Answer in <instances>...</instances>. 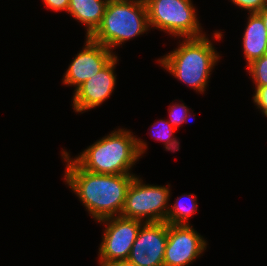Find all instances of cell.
Instances as JSON below:
<instances>
[{
	"label": "cell",
	"instance_id": "1",
	"mask_svg": "<svg viewBox=\"0 0 267 266\" xmlns=\"http://www.w3.org/2000/svg\"><path fill=\"white\" fill-rule=\"evenodd\" d=\"M61 157L66 162L63 181L97 223L121 215L127 189L135 174L92 173L81 169L68 151L62 149Z\"/></svg>",
	"mask_w": 267,
	"mask_h": 266
},
{
	"label": "cell",
	"instance_id": "2",
	"mask_svg": "<svg viewBox=\"0 0 267 266\" xmlns=\"http://www.w3.org/2000/svg\"><path fill=\"white\" fill-rule=\"evenodd\" d=\"M147 149L144 140L128 129L118 127L71 159L81 169L92 173L134 174L131 170Z\"/></svg>",
	"mask_w": 267,
	"mask_h": 266
},
{
	"label": "cell",
	"instance_id": "3",
	"mask_svg": "<svg viewBox=\"0 0 267 266\" xmlns=\"http://www.w3.org/2000/svg\"><path fill=\"white\" fill-rule=\"evenodd\" d=\"M206 35L197 38H182L178 46L157 60L181 83L203 94L210 82L211 72L220 60L219 52Z\"/></svg>",
	"mask_w": 267,
	"mask_h": 266
},
{
	"label": "cell",
	"instance_id": "4",
	"mask_svg": "<svg viewBox=\"0 0 267 266\" xmlns=\"http://www.w3.org/2000/svg\"><path fill=\"white\" fill-rule=\"evenodd\" d=\"M149 30L145 1L109 0L102 22L90 38L113 52Z\"/></svg>",
	"mask_w": 267,
	"mask_h": 266
},
{
	"label": "cell",
	"instance_id": "5",
	"mask_svg": "<svg viewBox=\"0 0 267 266\" xmlns=\"http://www.w3.org/2000/svg\"><path fill=\"white\" fill-rule=\"evenodd\" d=\"M150 30L172 37L197 38L206 35L192 0H145Z\"/></svg>",
	"mask_w": 267,
	"mask_h": 266
},
{
	"label": "cell",
	"instance_id": "6",
	"mask_svg": "<svg viewBox=\"0 0 267 266\" xmlns=\"http://www.w3.org/2000/svg\"><path fill=\"white\" fill-rule=\"evenodd\" d=\"M170 187V184L167 186L145 184L141 177L135 175L127 189L120 216L144 223L166 222L172 194Z\"/></svg>",
	"mask_w": 267,
	"mask_h": 266
},
{
	"label": "cell",
	"instance_id": "7",
	"mask_svg": "<svg viewBox=\"0 0 267 266\" xmlns=\"http://www.w3.org/2000/svg\"><path fill=\"white\" fill-rule=\"evenodd\" d=\"M98 222L105 225L98 252L99 265L127 260L144 222L122 216L109 217Z\"/></svg>",
	"mask_w": 267,
	"mask_h": 266
},
{
	"label": "cell",
	"instance_id": "8",
	"mask_svg": "<svg viewBox=\"0 0 267 266\" xmlns=\"http://www.w3.org/2000/svg\"><path fill=\"white\" fill-rule=\"evenodd\" d=\"M207 240L193 225L168 224V238L164 253V266H189L207 248Z\"/></svg>",
	"mask_w": 267,
	"mask_h": 266
},
{
	"label": "cell",
	"instance_id": "9",
	"mask_svg": "<svg viewBox=\"0 0 267 266\" xmlns=\"http://www.w3.org/2000/svg\"><path fill=\"white\" fill-rule=\"evenodd\" d=\"M85 38L84 47L75 54L62 78L65 86L75 87L74 91L87 79L96 75L116 56L115 52L90 37Z\"/></svg>",
	"mask_w": 267,
	"mask_h": 266
},
{
	"label": "cell",
	"instance_id": "10",
	"mask_svg": "<svg viewBox=\"0 0 267 266\" xmlns=\"http://www.w3.org/2000/svg\"><path fill=\"white\" fill-rule=\"evenodd\" d=\"M167 238V222L143 223L127 260L137 266H164Z\"/></svg>",
	"mask_w": 267,
	"mask_h": 266
},
{
	"label": "cell",
	"instance_id": "11",
	"mask_svg": "<svg viewBox=\"0 0 267 266\" xmlns=\"http://www.w3.org/2000/svg\"><path fill=\"white\" fill-rule=\"evenodd\" d=\"M119 61L116 55L96 75L87 79L73 93L72 109L76 113H84L105 102L114 92L116 86V65Z\"/></svg>",
	"mask_w": 267,
	"mask_h": 266
},
{
	"label": "cell",
	"instance_id": "12",
	"mask_svg": "<svg viewBox=\"0 0 267 266\" xmlns=\"http://www.w3.org/2000/svg\"><path fill=\"white\" fill-rule=\"evenodd\" d=\"M242 46L246 65L261 58L267 50V31L261 16L258 13H248Z\"/></svg>",
	"mask_w": 267,
	"mask_h": 266
},
{
	"label": "cell",
	"instance_id": "13",
	"mask_svg": "<svg viewBox=\"0 0 267 266\" xmlns=\"http://www.w3.org/2000/svg\"><path fill=\"white\" fill-rule=\"evenodd\" d=\"M109 0H69L67 13L85 25L86 37L100 26Z\"/></svg>",
	"mask_w": 267,
	"mask_h": 266
},
{
	"label": "cell",
	"instance_id": "14",
	"mask_svg": "<svg viewBox=\"0 0 267 266\" xmlns=\"http://www.w3.org/2000/svg\"><path fill=\"white\" fill-rule=\"evenodd\" d=\"M197 195L182 194L169 206L166 222L174 225H190V217L198 211ZM188 203H187V201Z\"/></svg>",
	"mask_w": 267,
	"mask_h": 266
},
{
	"label": "cell",
	"instance_id": "15",
	"mask_svg": "<svg viewBox=\"0 0 267 266\" xmlns=\"http://www.w3.org/2000/svg\"><path fill=\"white\" fill-rule=\"evenodd\" d=\"M150 128V132L152 133L150 136H153L154 140L162 143L164 142L163 144L166 151H179L180 142L175 135L173 136L176 129L167 119H160L157 122H154Z\"/></svg>",
	"mask_w": 267,
	"mask_h": 266
},
{
	"label": "cell",
	"instance_id": "16",
	"mask_svg": "<svg viewBox=\"0 0 267 266\" xmlns=\"http://www.w3.org/2000/svg\"><path fill=\"white\" fill-rule=\"evenodd\" d=\"M254 86H267V56L254 60L246 67Z\"/></svg>",
	"mask_w": 267,
	"mask_h": 266
},
{
	"label": "cell",
	"instance_id": "17",
	"mask_svg": "<svg viewBox=\"0 0 267 266\" xmlns=\"http://www.w3.org/2000/svg\"><path fill=\"white\" fill-rule=\"evenodd\" d=\"M190 109L188 108V106L185 105V103H177L175 102L172 103L171 106H169L168 108V112H169V118L168 122L175 128L177 129L178 126L180 127L182 124L187 123L188 122V118L192 115V112L190 113Z\"/></svg>",
	"mask_w": 267,
	"mask_h": 266
},
{
	"label": "cell",
	"instance_id": "18",
	"mask_svg": "<svg viewBox=\"0 0 267 266\" xmlns=\"http://www.w3.org/2000/svg\"><path fill=\"white\" fill-rule=\"evenodd\" d=\"M255 93L253 94L254 106L261 110L263 116L267 117V86H255Z\"/></svg>",
	"mask_w": 267,
	"mask_h": 266
},
{
	"label": "cell",
	"instance_id": "19",
	"mask_svg": "<svg viewBox=\"0 0 267 266\" xmlns=\"http://www.w3.org/2000/svg\"><path fill=\"white\" fill-rule=\"evenodd\" d=\"M235 6L248 13H258L265 5V0H230Z\"/></svg>",
	"mask_w": 267,
	"mask_h": 266
},
{
	"label": "cell",
	"instance_id": "20",
	"mask_svg": "<svg viewBox=\"0 0 267 266\" xmlns=\"http://www.w3.org/2000/svg\"><path fill=\"white\" fill-rule=\"evenodd\" d=\"M45 7L52 11H68L69 0H42Z\"/></svg>",
	"mask_w": 267,
	"mask_h": 266
},
{
	"label": "cell",
	"instance_id": "21",
	"mask_svg": "<svg viewBox=\"0 0 267 266\" xmlns=\"http://www.w3.org/2000/svg\"><path fill=\"white\" fill-rule=\"evenodd\" d=\"M99 266H137V265L129 262L128 260H123V261L111 262V263L103 264V265H99Z\"/></svg>",
	"mask_w": 267,
	"mask_h": 266
},
{
	"label": "cell",
	"instance_id": "22",
	"mask_svg": "<svg viewBox=\"0 0 267 266\" xmlns=\"http://www.w3.org/2000/svg\"><path fill=\"white\" fill-rule=\"evenodd\" d=\"M258 14L261 16L263 22H264V25H265V28H266V31H267V5H265L259 12Z\"/></svg>",
	"mask_w": 267,
	"mask_h": 266
}]
</instances>
